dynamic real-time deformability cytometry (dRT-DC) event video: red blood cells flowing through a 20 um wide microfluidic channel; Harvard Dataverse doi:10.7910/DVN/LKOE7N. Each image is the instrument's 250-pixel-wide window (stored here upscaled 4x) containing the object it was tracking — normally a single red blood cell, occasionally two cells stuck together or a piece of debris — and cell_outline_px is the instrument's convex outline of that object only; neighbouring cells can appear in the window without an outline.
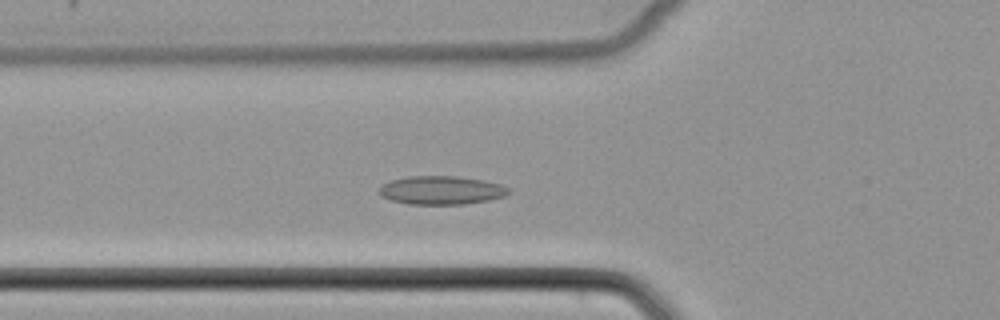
{"species": "common noctule bat (a hibernating species)", "species_latin": "Nyctalus noctula", "temperature_condition": "cold", "stored_images_in_passage": 38, "camera_frame_rate_fps": 3000, "um_per_image_px": 0.085, "animal": {"sex": "female", "body_mass_g": 22.7, "forearm_length_mm": 54.2}, "frame": {"image": 1, "passage_image": 14, "time_ms": 4.333, "image_size_px": [1000, 320], "cell_outline_px": [[512, 192], [504, 196], [488, 200], [464, 204], [408, 204], [392, 200], [380, 196], [380, 188], [384, 184], [392, 180], [408, 176], [456, 176], [484, 180], [500, 184], [508, 188]], "centroid_in_image_um": [37.54, 16.17], "position_along_channel_um": 88.3, "area_um2": 21.39}}
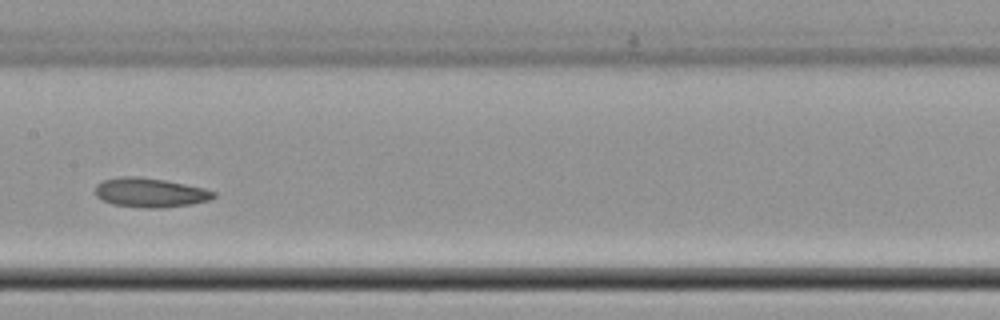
{"frame": {"image": 2, "passage_image": 22, "time_ms": 7.0, "image_size_px": [1000, 320], "cell_outline_px": [[216, 196], [208, 200], [192, 204], [164, 208], [144, 208], [112, 204], [100, 200], [96, 196], [96, 184], [104, 180], [124, 176], [136, 176], [164, 180], [204, 188], [216, 192]], "centroid_in_image_um": [12.75, 16.38], "position_along_channel_um": 194.6, "area_um2": 20.23}}
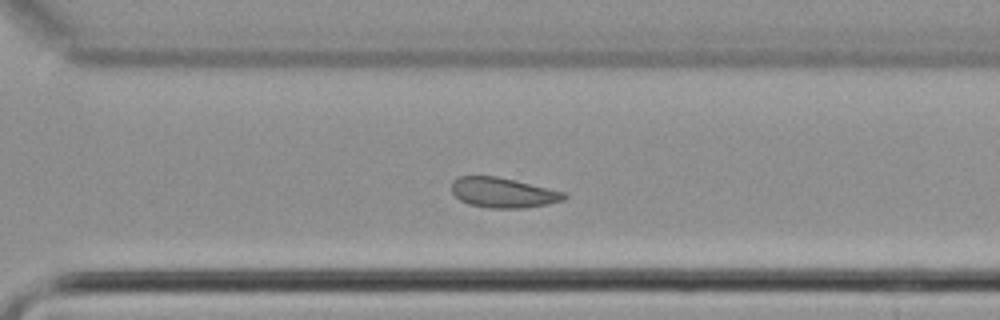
{"frame": {"image": 3, "passage_image": 32, "time_ms": 10.333, "image_size_px": [1000, 320], "cell_outline_px": [[568, 196], [564, 200], [548, 204], [524, 208], [488, 208], [468, 204], [460, 200], [452, 192], [452, 180], [460, 176], [496, 176], [516, 180], [564, 192]], "centroid_in_image_um": [42.76, 16.38], "position_along_channel_um": 327.8, "area_um2": 19.77}}